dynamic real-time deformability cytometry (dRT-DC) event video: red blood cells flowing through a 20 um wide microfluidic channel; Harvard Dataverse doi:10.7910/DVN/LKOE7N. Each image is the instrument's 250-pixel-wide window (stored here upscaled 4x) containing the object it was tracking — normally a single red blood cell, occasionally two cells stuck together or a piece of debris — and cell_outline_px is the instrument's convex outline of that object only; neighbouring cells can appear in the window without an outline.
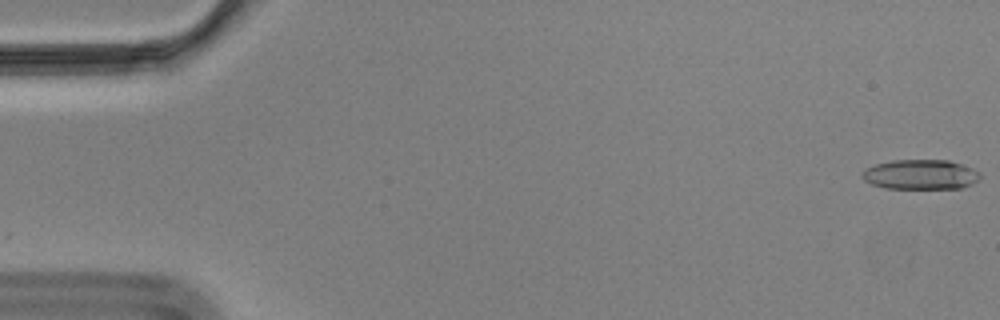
{"species": "Egyptian fruit bat (a non-hibernating species)", "species_latin": "Rousettus aegyptiacus", "temperature_condition": "cold", "stored_images_in_passage": 57, "camera_frame_rate_fps": 3000, "um_per_image_px": 0.085, "animal": {"sex": "male"}, "frame": {"image": 1, "passage_image": 1, "time_ms": 0.0, "image_size_px": [1000, 320], "cell_outline_px": [[980, 176], [972, 184], [960, 188], [884, 188], [872, 184], [864, 180], [860, 176], [868, 168], [876, 164], [892, 160], [948, 160], [972, 168], [980, 172]], "centroid_in_image_um": [78.24, 14.83], "position_along_channel_um": 6.8, "area_um2": 20.29}}
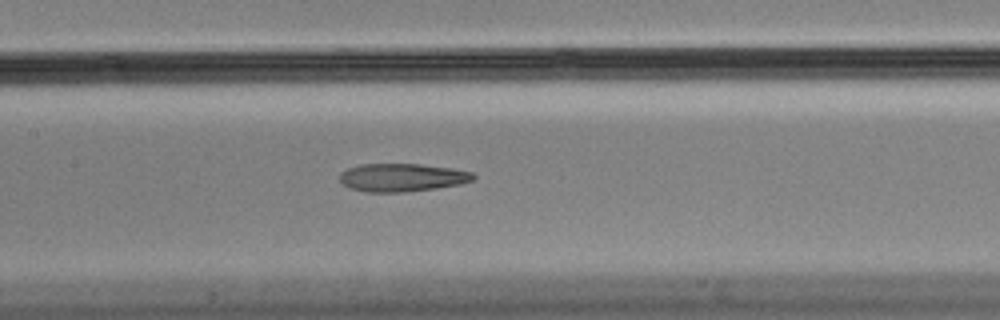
{"frame": {"image": 2, "passage_image": 27, "time_ms": 8.667, "image_size_px": [1000, 320], "cell_outline_px": [[476, 176], [472, 180], [460, 184], [436, 188], [404, 192], [368, 192], [352, 188], [344, 184], [340, 180], [340, 172], [348, 168], [360, 164], [420, 164], [452, 168], [472, 172]], "centroid_in_image_um": [34.18, 15.08], "position_along_channel_um": 173.2, "area_um2": 21.73}}
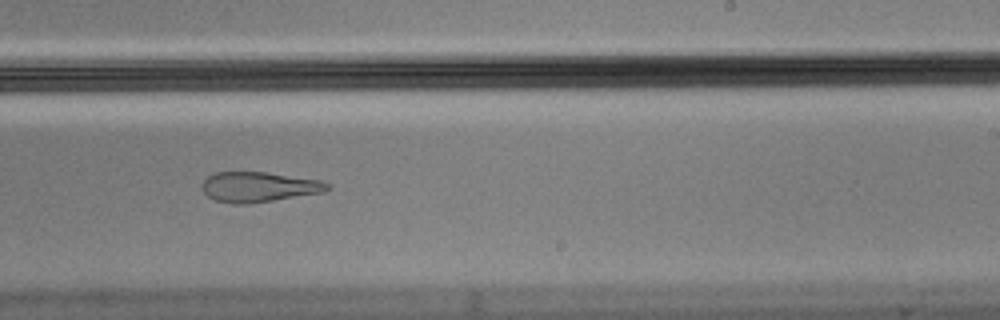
{"frame": {"image": 3, "passage_image": 35, "time_ms": 11.333, "image_size_px": [1000, 320], "cell_outline_px": [[332, 188], [324, 192], [248, 204], [236, 204], [216, 200], [208, 196], [200, 188], [200, 184], [212, 172], [268, 172], [320, 180], [332, 184]], "centroid_in_image_um": [22.0, 15.88], "position_along_channel_um": 267.0, "area_um2": 22.2}, "authors_computed_cell_mechanics": {"area_um2": 22.3686, "velocity_mm_per_s": 3.5392, "shape_relaxation_time_tau1_ms": null, "shape_relaxation_time_tau2_ms": 3.2169, "deformation_change_tau1": null, "deformation_change_tau2": 0.1395}}